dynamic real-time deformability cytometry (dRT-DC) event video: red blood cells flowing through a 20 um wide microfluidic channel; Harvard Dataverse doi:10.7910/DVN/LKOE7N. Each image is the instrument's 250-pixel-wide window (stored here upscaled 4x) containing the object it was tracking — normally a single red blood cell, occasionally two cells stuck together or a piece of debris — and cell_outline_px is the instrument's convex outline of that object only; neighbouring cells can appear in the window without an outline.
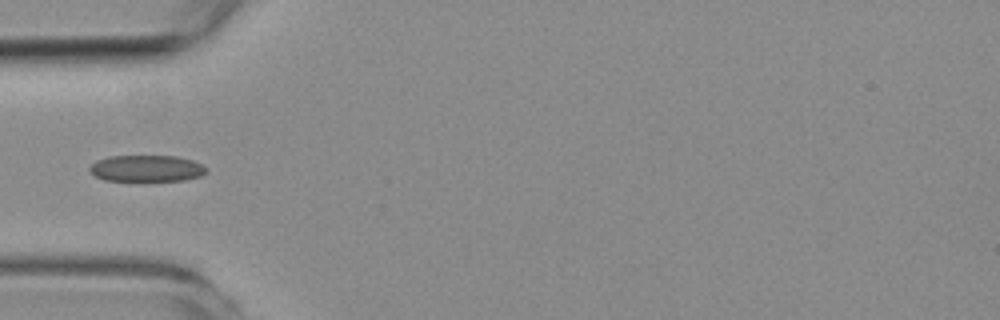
{"species": "common noctule bat (a hibernating species)", "species_latin": "Nyctalus noctula", "temperature_condition": "room temperature", "stored_images_in_passage": 5, "camera_frame_rate_fps": 3000, "um_per_image_px": 0.085, "animal": {"sex": "female", "body_mass_g": 19.3, "forearm_length_mm": 54.1}, "frame": {"image": 1, "passage_image": 1, "time_ms": 0.0, "image_size_px": [1000, 320], "cell_outline_px": [[208, 172], [200, 176], [184, 180], [140, 184], [136, 184], [104, 180], [88, 172], [88, 168], [96, 160], [108, 156], [176, 156], [192, 160], [208, 168]], "centroid_in_image_um": [12.42, 14.37], "position_along_channel_um": 72.6, "area_um2": 19.19}}
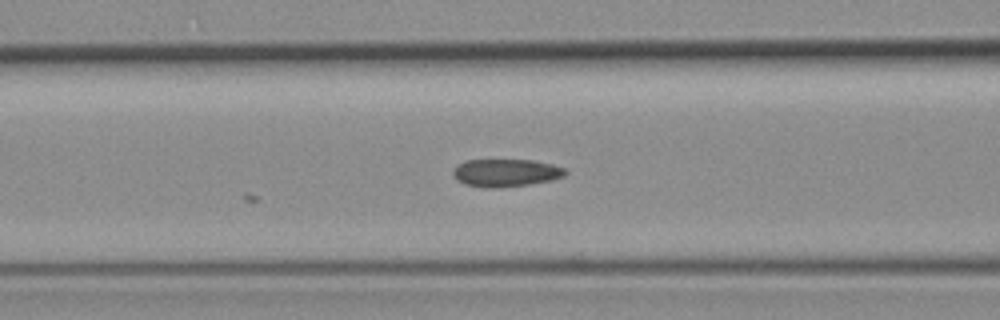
{"frame": {"image": 2, "passage_image": 5, "time_ms": 1.333, "image_size_px": [1000, 320], "cell_outline_px": [[568, 172], [564, 176], [552, 180], [528, 184], [496, 188], [484, 188], [464, 184], [456, 180], [452, 176], [452, 172], [464, 160], [532, 160], [552, 164], [564, 168]], "centroid_in_image_um": [42.98, 14.69], "position_along_channel_um": 123.6, "area_um2": 18.15}}